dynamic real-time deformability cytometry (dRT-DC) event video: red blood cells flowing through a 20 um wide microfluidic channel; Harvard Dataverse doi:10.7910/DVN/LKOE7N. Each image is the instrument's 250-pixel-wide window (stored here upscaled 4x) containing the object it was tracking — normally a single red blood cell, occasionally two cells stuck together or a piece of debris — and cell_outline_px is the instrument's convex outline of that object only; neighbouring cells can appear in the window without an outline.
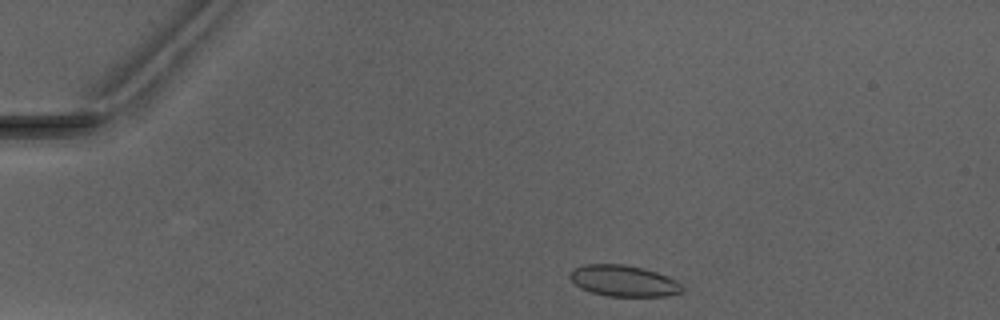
{"species": "Egyptian fruit bat (a non-hibernating species)", "species_latin": "Rousettus aegyptiacus", "temperature_condition": "warm", "stored_images_in_passage": 4, "camera_frame_rate_fps": 3000, "um_per_image_px": 0.085, "animal": {"sex": "male"}, "frame": {"image": 1, "passage_image": 1, "time_ms": 0.0, "image_size_px": [1000, 320], "cell_outline_px": [[684, 292], [664, 296], [608, 296], [592, 292], [580, 288], [568, 276], [568, 272], [572, 268], [584, 264], [624, 264], [644, 268], [668, 276], [676, 280], [684, 288]], "centroid_in_image_um": [52.99, 23.86], "position_along_channel_um": 32.0, "area_um2": 20.58}}